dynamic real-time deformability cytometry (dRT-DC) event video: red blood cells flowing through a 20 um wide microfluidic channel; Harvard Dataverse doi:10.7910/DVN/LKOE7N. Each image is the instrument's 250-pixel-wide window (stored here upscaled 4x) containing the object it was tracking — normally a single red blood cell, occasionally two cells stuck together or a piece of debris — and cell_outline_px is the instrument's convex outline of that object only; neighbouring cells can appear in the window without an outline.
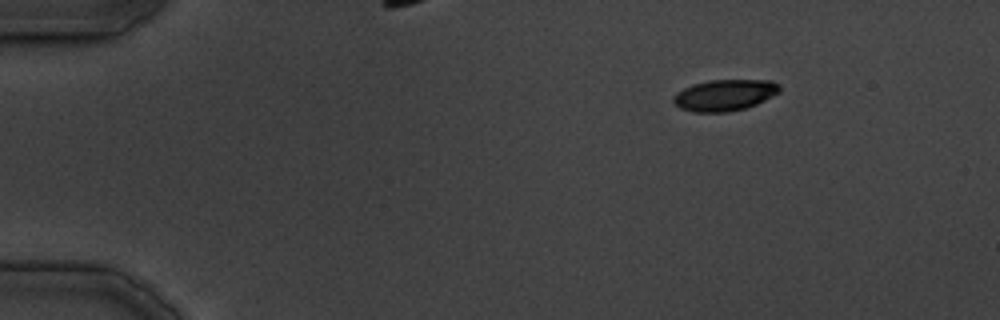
{"species": "common noctule bat (a hibernating species)", "species_latin": "Nyctalus noctula", "temperature_condition": "cold", "stored_images_in_passage": 33, "camera_frame_rate_fps": 3000, "um_per_image_px": 0.085, "animal": {"sex": "male", "body_mass_g": 19.5, "forearm_length_mm": 54.6}, "frame": {"image": 1, "passage_image": 1, "time_ms": 0.0, "image_size_px": [1000, 320], "cell_outline_px": [[780, 92], [756, 104], [744, 108], [728, 112], [692, 112], [680, 108], [672, 100], [672, 96], [676, 92], [692, 84], [708, 80], [772, 80], [780, 84]], "centroid_in_image_um": [61.58, 8.08], "position_along_channel_um": 23.4, "area_um2": 19.48}}
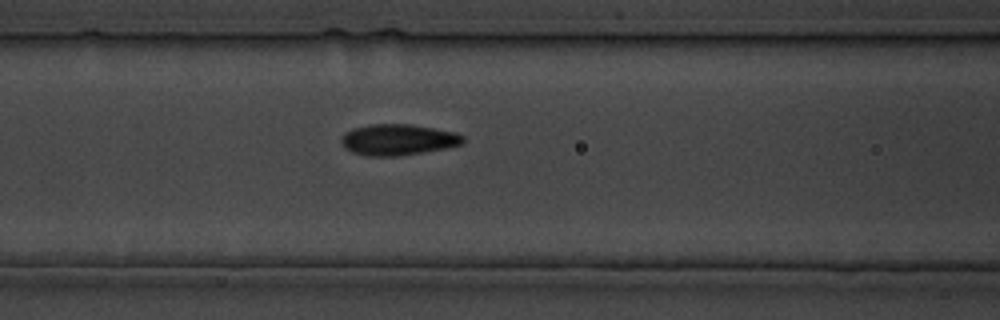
{"frame": {"image": 2, "passage_image": 12, "time_ms": 13.667, "image_size_px": [1000, 320], "cell_outline_px": [[464, 140], [460, 144], [444, 148], [396, 156], [368, 156], [352, 152], [344, 148], [340, 140], [340, 136], [344, 132], [352, 128], [368, 124], [412, 124], [456, 132], [464, 136]], "centroid_in_image_um": [33.76, 11.85], "position_along_channel_um": 132.8, "area_um2": 22.08}}
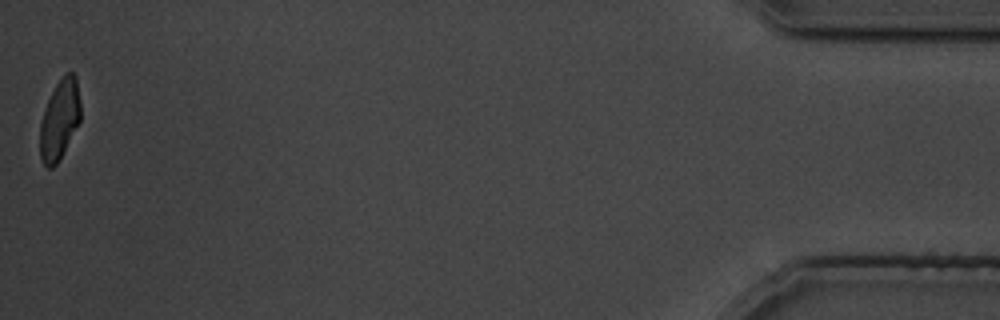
{"frame": {"image": 3, "passage_image": 33, "time_ms": 40.0, "image_size_px": [1000, 320], "cell_outline_px": [[80, 120], [56, 164], [52, 168], [48, 168], [40, 160], [40, 124], [44, 108], [56, 84], [64, 72], [72, 72], [76, 76], [80, 100]], "centroid_in_image_um": [5.05, 10.13], "position_along_channel_um": 430.1, "area_um2": 18.73}}